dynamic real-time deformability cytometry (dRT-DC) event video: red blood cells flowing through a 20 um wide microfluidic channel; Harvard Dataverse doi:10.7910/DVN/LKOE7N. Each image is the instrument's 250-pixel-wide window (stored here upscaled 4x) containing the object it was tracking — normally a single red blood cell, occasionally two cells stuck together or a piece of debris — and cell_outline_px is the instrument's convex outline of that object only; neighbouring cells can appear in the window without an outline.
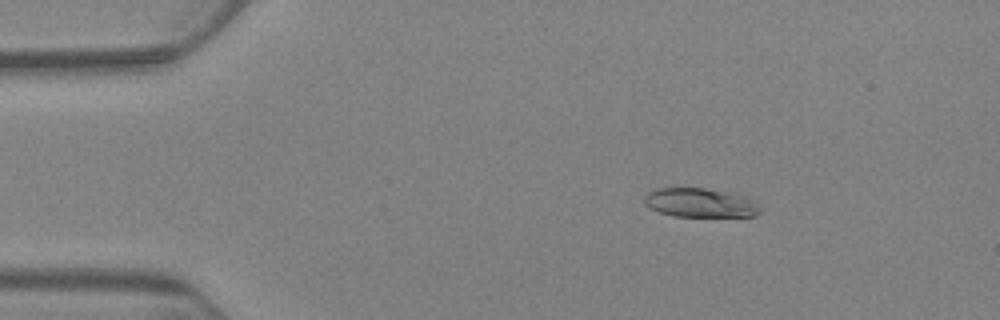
{"species": "Egyptian fruit bat (a non-hibernating species)", "species_latin": "Rousettus aegyptiacus", "temperature_condition": "warm", "stored_images_in_passage": 8, "camera_frame_rate_fps": 3000, "um_per_image_px": 0.085, "animal": {"sex": "female"}, "frame": {"image": 1, "passage_image": 3, "time_ms": 2.333, "image_size_px": [1000, 320], "cell_outline_px": [[760, 212], [756, 216], [672, 216], [660, 212], [644, 204], [644, 196], [648, 192], [656, 188], [704, 188], [732, 192], [744, 196], [760, 204]], "centroid_in_image_um": [59.53, 17.23], "position_along_channel_um": 25.5, "area_um2": 19.71}}
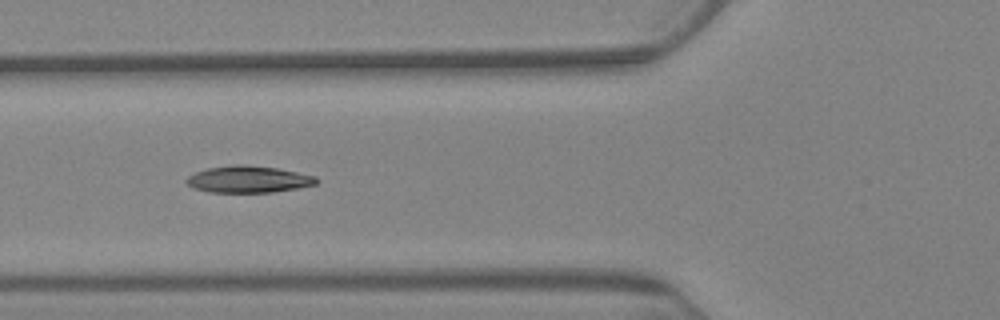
{"frame": {"image": 2, "passage_image": 7, "time_ms": 7.0, "image_size_px": [1000, 320], "cell_outline_px": [[320, 180], [316, 184], [296, 188], [272, 192], [208, 192], [192, 188], [184, 180], [188, 176], [196, 172], [208, 168], [232, 164], [244, 164], [276, 168], [316, 176]], "centroid_in_image_um": [21.09, 15.24], "position_along_channel_um": 104.7, "area_um2": 20.29}}
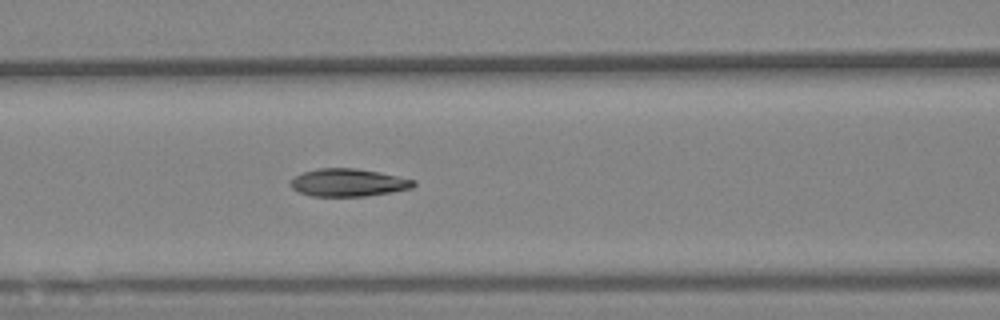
{"frame": {"image": 3, "passage_image": 8, "time_ms": 8.0, "image_size_px": [1000, 320], "cell_outline_px": [[416, 184], [412, 188], [392, 192], [364, 196], [312, 196], [300, 192], [292, 188], [292, 180], [296, 176], [304, 172], [316, 168], [352, 168], [376, 172], [416, 180]], "centroid_in_image_um": [29.62, 15.52], "position_along_channel_um": 137.0, "area_um2": 19.54}}